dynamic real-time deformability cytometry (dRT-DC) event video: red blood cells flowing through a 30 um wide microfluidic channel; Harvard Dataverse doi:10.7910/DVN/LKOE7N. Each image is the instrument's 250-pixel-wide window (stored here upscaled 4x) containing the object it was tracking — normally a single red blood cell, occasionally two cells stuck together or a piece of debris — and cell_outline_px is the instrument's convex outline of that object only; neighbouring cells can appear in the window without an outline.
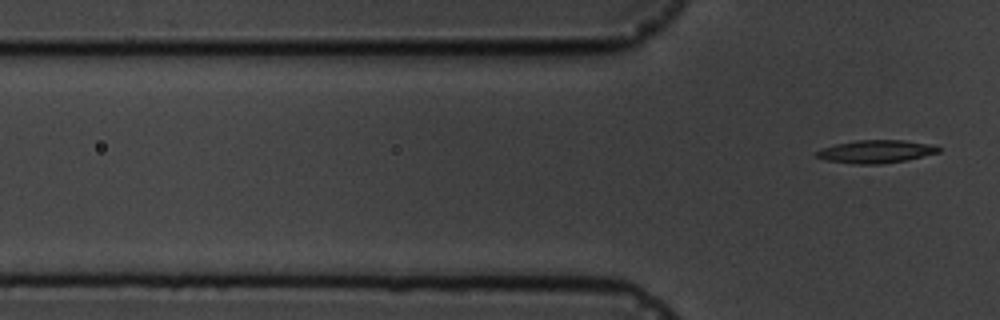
{"species": "common noctule bat (a hibernating species)", "species_latin": "Nyctalus noctula", "temperature_condition": "cold", "stored_images_in_passage": 5, "camera_frame_rate_fps": 3000, "um_per_image_px": 0.085, "animal": {"sex": "male", "body_mass_g": 19.5, "forearm_length_mm": 54.6}, "frame": {"image": 1, "passage_image": 5, "time_ms": 5.667, "image_size_px": [1000, 320], "cell_outline_px": [[940, 152], [904, 160], [876, 164], [852, 164], [824, 160], [816, 156], [816, 152], [820, 148], [836, 144], [856, 140], [904, 140], [936, 144], [940, 148]], "centroid_in_image_um": [74.44, 12.87], "position_along_channel_um": 51.4, "area_um2": 16.36}}